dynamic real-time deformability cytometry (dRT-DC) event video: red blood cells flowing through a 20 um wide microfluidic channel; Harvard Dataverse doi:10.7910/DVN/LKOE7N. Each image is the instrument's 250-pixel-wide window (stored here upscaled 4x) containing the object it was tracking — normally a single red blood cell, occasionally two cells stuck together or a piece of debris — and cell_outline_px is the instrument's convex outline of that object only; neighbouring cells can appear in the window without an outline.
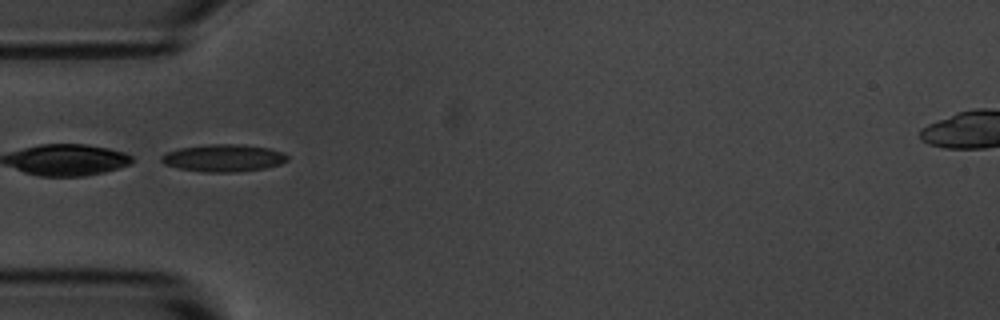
{"species": "common noctule bat (a hibernating species)", "species_latin": "Nyctalus noctula", "temperature_condition": "room temperature", "stored_images_in_passage": 8, "camera_frame_rate_fps": 3000, "um_per_image_px": 0.085, "animal": {"sex": "male", "body_mass_g": 20.1, "forearm_length_mm": 53.5}, "frame": {"image": 1, "passage_image": 5, "time_ms": 4.667, "image_size_px": [1000, 320], "cell_outline_px": [[288, 160], [280, 164], [264, 168], [236, 172], [204, 172], [180, 168], [164, 164], [160, 160], [160, 156], [164, 152], [180, 148], [208, 144], [244, 144], [268, 148], [284, 152], [288, 156]], "centroid_in_image_um": [18.99, 13.42], "position_along_channel_um": 66.0, "area_um2": 20.17}}
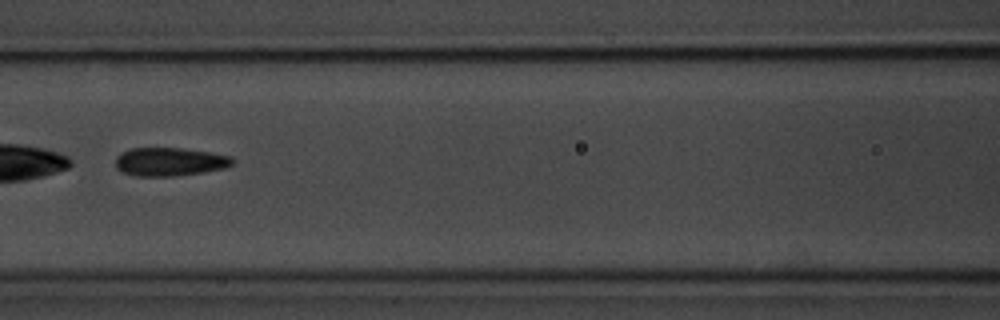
{"frame": {"image": 2, "passage_image": 7, "time_ms": 7.0, "image_size_px": [1000, 320], "cell_outline_px": [[236, 160], [228, 168], [204, 172], [176, 176], [136, 176], [124, 172], [116, 168], [116, 156], [120, 152], [132, 148], [180, 148], [208, 152], [232, 156]], "centroid_in_image_um": [14.46, 13.75], "position_along_channel_um": 152.1, "area_um2": 19.54}}